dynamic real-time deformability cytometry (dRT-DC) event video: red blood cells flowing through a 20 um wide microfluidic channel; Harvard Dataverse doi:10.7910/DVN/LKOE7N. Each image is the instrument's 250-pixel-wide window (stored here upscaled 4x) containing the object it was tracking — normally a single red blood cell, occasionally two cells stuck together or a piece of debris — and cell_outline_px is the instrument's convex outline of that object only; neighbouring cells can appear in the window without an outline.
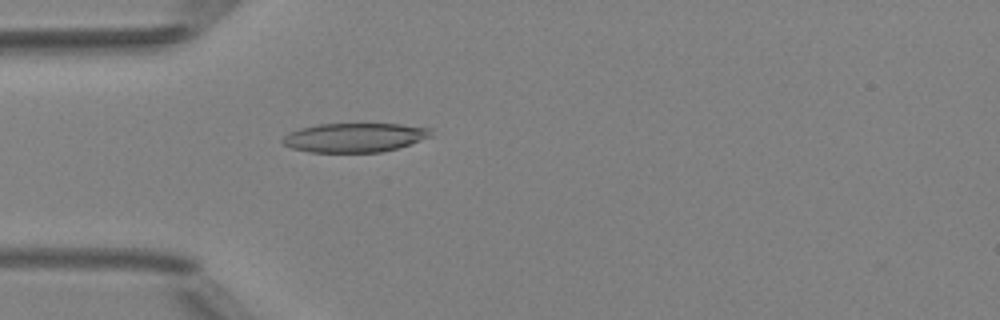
{"species": "Egyptian fruit bat (a non-hibernating species)", "species_latin": "Rousettus aegyptiacus", "temperature_condition": "room temperature", "stored_images_in_passage": 2, "camera_frame_rate_fps": 3000, "um_per_image_px": 0.085, "animal": {"sex": "female"}, "frame": {"image": 1, "passage_image": 2, "time_ms": 1.333, "image_size_px": [1000, 320], "cell_outline_px": [[432, 136], [400, 148], [380, 152], [308, 152], [292, 148], [284, 144], [280, 140], [284, 136], [300, 128], [320, 124], [400, 124], [428, 128]], "centroid_in_image_um": [30.14, 11.7], "position_along_channel_um": 54.9, "area_um2": 25.03}}